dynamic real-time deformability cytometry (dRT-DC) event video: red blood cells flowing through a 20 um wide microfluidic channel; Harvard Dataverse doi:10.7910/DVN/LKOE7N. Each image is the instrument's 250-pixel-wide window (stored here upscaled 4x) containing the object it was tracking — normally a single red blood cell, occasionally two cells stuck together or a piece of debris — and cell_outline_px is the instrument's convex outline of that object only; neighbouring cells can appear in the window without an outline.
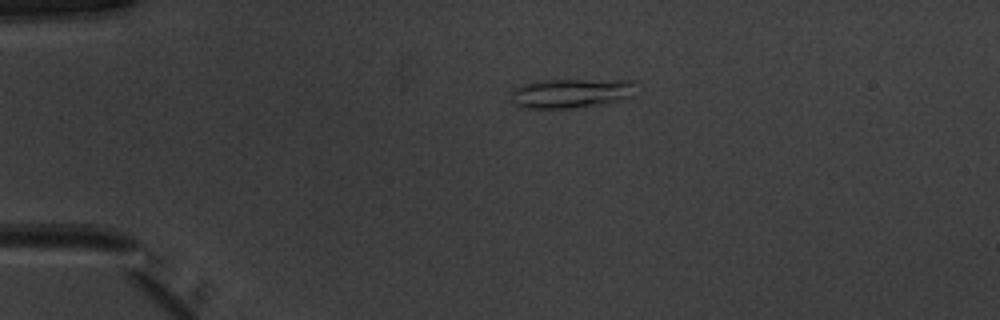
{"species": "common noctule bat (a hibernating species)", "species_latin": "Nyctalus noctula", "temperature_condition": "warm", "stored_images_in_passage": 41, "camera_frame_rate_fps": 3000, "um_per_image_px": 0.085, "animal": {"sex": "male", "body_mass_g": 20.1, "forearm_length_mm": 53.5}, "frame": {"image": 1, "passage_image": 1, "time_ms": 0.0, "image_size_px": [1000, 320], "cell_outline_px": [[636, 96], [604, 104], [568, 108], [520, 108], [512, 104], [512, 92], [516, 88], [524, 84], [544, 80], [632, 80]], "centroid_in_image_um": [48.56, 7.93], "position_along_channel_um": 36.4, "area_um2": 21.44}}
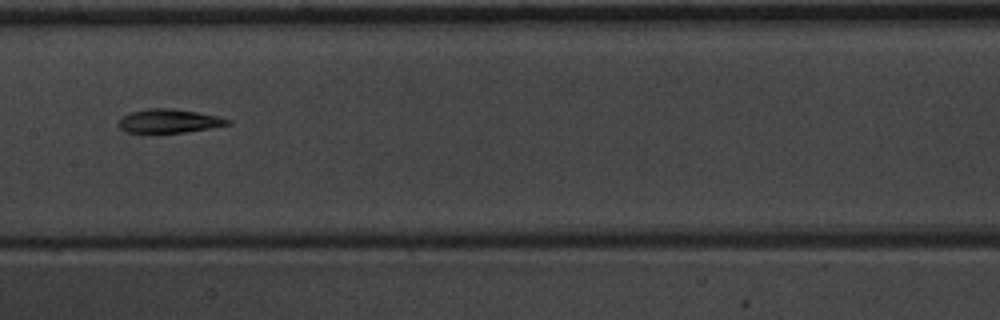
{"frame": {"image": 2, "passage_image": 16, "time_ms": 5.0, "image_size_px": [1000, 320], "cell_outline_px": [[232, 124], [184, 132], [124, 132], [116, 124], [124, 116], [132, 112], [148, 108], [168, 108], [196, 112], [220, 116], [232, 120]], "centroid_in_image_um": [14.39, 10.28], "position_along_channel_um": 193.0, "area_um2": 14.91}}
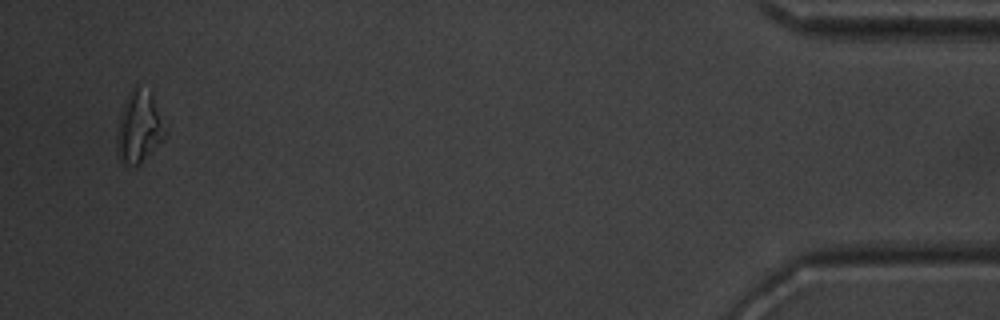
{"frame": {"image": 3, "passage_image": 39, "time_ms": 12.667, "image_size_px": [1000, 320], "cell_outline_px": [[168, 128], [164, 136], [140, 164], [136, 168], [124, 164], [116, 156], [116, 132], [120, 112], [132, 88], [136, 84], [152, 88]], "centroid_in_image_um": [11.83, 10.74], "position_along_channel_um": 423.4, "area_um2": 21.15}, "authors_computed_cell_mechanics": {"area_um2": 15.4904, "velocity_mm_per_s": 3.9898, "shape_relaxation_time_tau1_ms": null, "shape_relaxation_time_tau2_ms": 6.2052, "deformation_change_tau1": null, "deformation_change_tau2": 0.1434}}